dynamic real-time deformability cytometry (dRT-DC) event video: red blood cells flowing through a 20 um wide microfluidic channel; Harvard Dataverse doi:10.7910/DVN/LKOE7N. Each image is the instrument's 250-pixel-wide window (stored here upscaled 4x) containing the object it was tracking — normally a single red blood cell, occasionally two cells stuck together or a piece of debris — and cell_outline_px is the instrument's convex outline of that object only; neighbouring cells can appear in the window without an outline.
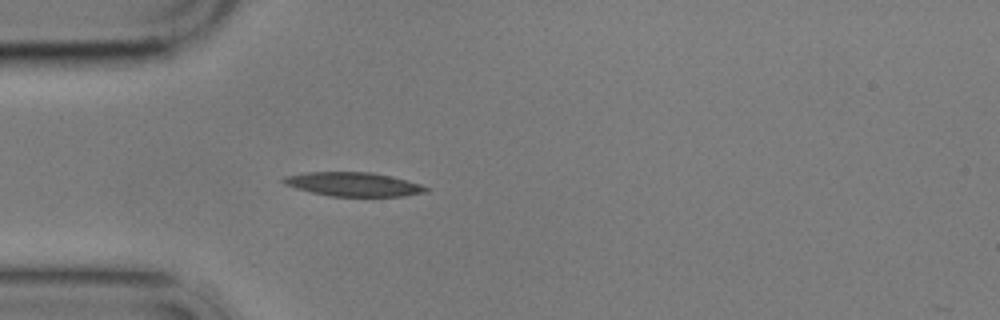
{"species": "common noctule bat (a hibernating species)", "species_latin": "Nyctalus noctula", "temperature_condition": "cold", "stored_images_in_passage": 4, "camera_frame_rate_fps": 3000, "um_per_image_px": 0.085, "animal": {"sex": "male", "body_mass_g": 17.9}, "frame": {"image": 1, "passage_image": 4, "time_ms": 4.333, "image_size_px": [1000, 320], "cell_outline_px": [[432, 188], [428, 192], [404, 196], [328, 196], [296, 188], [284, 184], [280, 180], [284, 176], [308, 172], [372, 172], [420, 184]], "centroid_in_image_um": [30.04, 15.67], "position_along_channel_um": 55.0, "area_um2": 19.83}}